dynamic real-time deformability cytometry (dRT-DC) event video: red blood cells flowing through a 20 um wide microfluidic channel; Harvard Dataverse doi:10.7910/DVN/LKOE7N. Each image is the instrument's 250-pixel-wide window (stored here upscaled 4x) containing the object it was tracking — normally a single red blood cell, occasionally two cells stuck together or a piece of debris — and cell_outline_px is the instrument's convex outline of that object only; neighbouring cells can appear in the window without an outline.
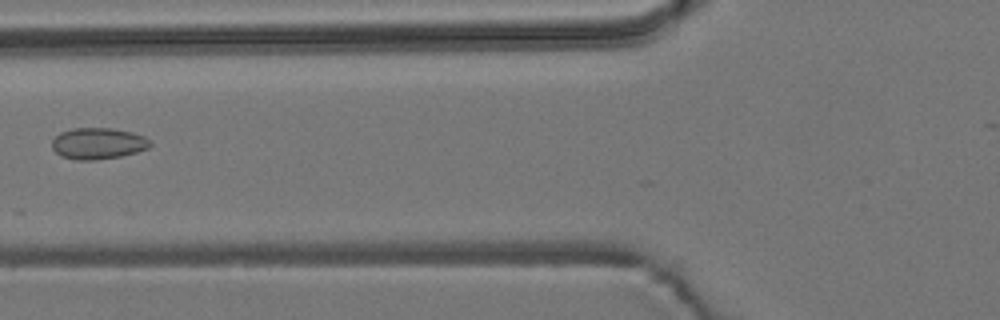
{"species": "common noctule bat (a hibernating species)", "species_latin": "Nyctalus noctula", "temperature_condition": "room temperature", "stored_images_in_passage": 5, "camera_frame_rate_fps": 3000, "um_per_image_px": 0.085, "animal": {"sex": "male", "body_mass_g": 19.2, "forearm_length_mm": 51.8}, "frame": {"image": 1, "passage_image": 5, "time_ms": 1.333, "image_size_px": [1000, 320], "cell_outline_px": [[152, 144], [148, 148], [136, 152], [120, 156], [96, 160], [76, 160], [60, 156], [52, 148], [52, 140], [60, 132], [72, 128], [112, 128], [132, 132], [144, 136], [152, 140]], "centroid_in_image_um": [8.34, 12.19], "position_along_channel_um": 117.5, "area_um2": 18.09}}